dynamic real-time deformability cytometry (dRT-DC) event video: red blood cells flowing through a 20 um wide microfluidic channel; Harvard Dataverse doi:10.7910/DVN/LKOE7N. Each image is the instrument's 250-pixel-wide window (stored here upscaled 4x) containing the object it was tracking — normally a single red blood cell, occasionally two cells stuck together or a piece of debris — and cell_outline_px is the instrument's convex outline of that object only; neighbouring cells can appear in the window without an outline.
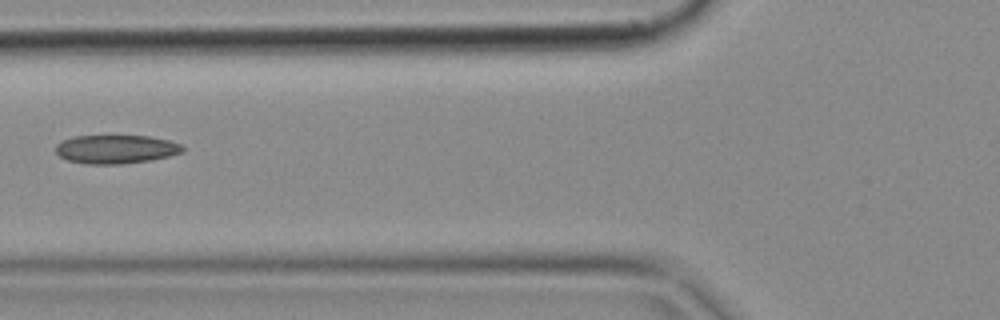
{"species": "common noctule bat (a hibernating species)", "species_latin": "Nyctalus noctula", "temperature_condition": "cold", "stored_images_in_passage": 5, "camera_frame_rate_fps": 3000, "um_per_image_px": 0.085, "animal": {"sex": "female", "body_mass_g": 18.4}, "frame": {"image": 1, "passage_image": 4, "time_ms": 1.0, "image_size_px": [1000, 320], "cell_outline_px": [[184, 152], [152, 160], [120, 164], [84, 164], [68, 160], [60, 156], [56, 152], [56, 144], [60, 140], [72, 136], [148, 136], [168, 140], [180, 144], [184, 148]], "centroid_in_image_um": [9.83, 12.68], "position_along_channel_um": 116.0, "area_um2": 21.27}}
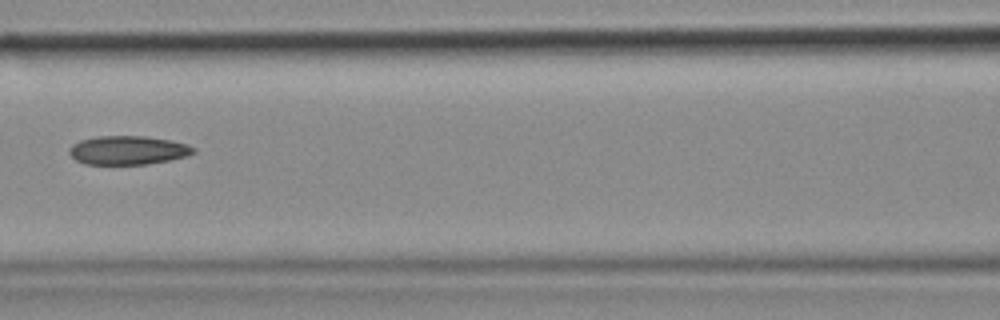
{"frame": {"image": 2, "passage_image": 5, "time_ms": 1.333, "image_size_px": [1000, 320], "cell_outline_px": [[196, 152], [188, 156], [148, 164], [84, 164], [76, 160], [68, 152], [68, 148], [72, 144], [80, 140], [96, 136], [144, 136], [172, 140], [188, 144], [196, 148]], "centroid_in_image_um": [10.89, 12.76], "position_along_channel_um": 155.7, "area_um2": 21.04}}